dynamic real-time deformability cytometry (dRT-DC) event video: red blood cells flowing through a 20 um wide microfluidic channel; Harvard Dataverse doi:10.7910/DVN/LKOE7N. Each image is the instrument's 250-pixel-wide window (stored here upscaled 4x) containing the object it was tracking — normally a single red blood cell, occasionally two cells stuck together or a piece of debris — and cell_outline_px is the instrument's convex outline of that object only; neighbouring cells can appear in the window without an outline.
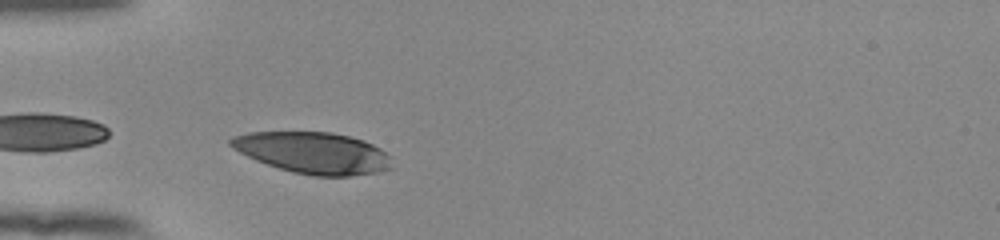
{"species": "human", "species_latin": "Homo sapiens", "temperature_condition": "room temperature", "stored_images_in_passage": 15, "camera_frame_rate_fps": 3000, "um_per_image_px": 0.085, "donor": {"sex": "female"}, "frame": {"image": 1, "passage_image": 2, "time_ms": 0.333, "image_size_px": [1000, 240], "cell_outline_px": [[392, 168], [376, 172], [348, 176], [316, 176], [292, 172], [256, 160], [232, 148], [228, 144], [228, 140], [232, 136], [248, 132], [332, 132], [364, 140], [380, 148], [388, 156]], "centroid_in_image_um": [26.58, 12.98], "position_along_channel_um": 58.4, "area_um2": 38.67}}
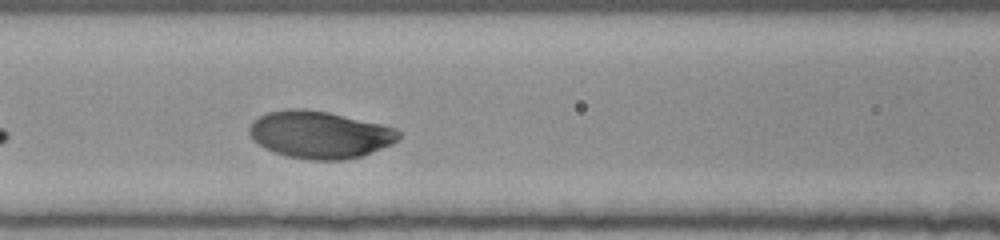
{"frame": {"image": 2, "passage_image": 9, "time_ms": 2.667, "image_size_px": [1000, 240], "cell_outline_px": [[400, 136], [392, 144], [360, 156], [344, 160], [312, 160], [288, 156], [264, 148], [252, 140], [248, 132], [248, 128], [252, 120], [268, 112], [288, 108], [300, 108], [328, 112], [380, 124], [396, 128], [400, 132]], "centroid_in_image_um": [27.13, 11.44], "position_along_channel_um": 139.5, "area_um2": 41.04}}
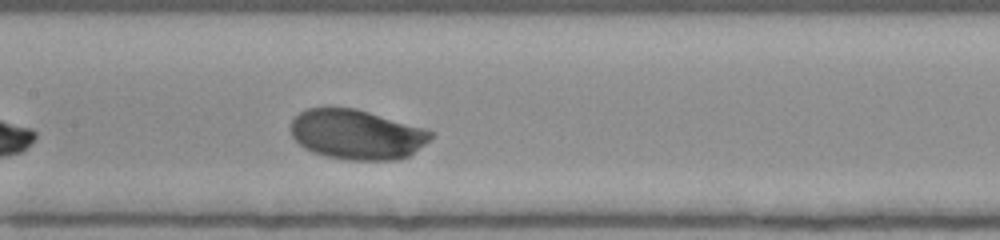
{"frame": {"image": 3, "passage_image": 12, "time_ms": 3.667, "image_size_px": [1000, 240], "cell_outline_px": [[436, 132], [424, 144], [408, 156], [396, 160], [344, 160], [324, 156], [312, 152], [304, 148], [292, 136], [292, 120], [300, 112], [308, 108], [324, 104], [328, 104], [356, 108], [424, 128]], "centroid_in_image_um": [30.28, 11.4], "position_along_channel_um": 177.1, "area_um2": 41.27}}